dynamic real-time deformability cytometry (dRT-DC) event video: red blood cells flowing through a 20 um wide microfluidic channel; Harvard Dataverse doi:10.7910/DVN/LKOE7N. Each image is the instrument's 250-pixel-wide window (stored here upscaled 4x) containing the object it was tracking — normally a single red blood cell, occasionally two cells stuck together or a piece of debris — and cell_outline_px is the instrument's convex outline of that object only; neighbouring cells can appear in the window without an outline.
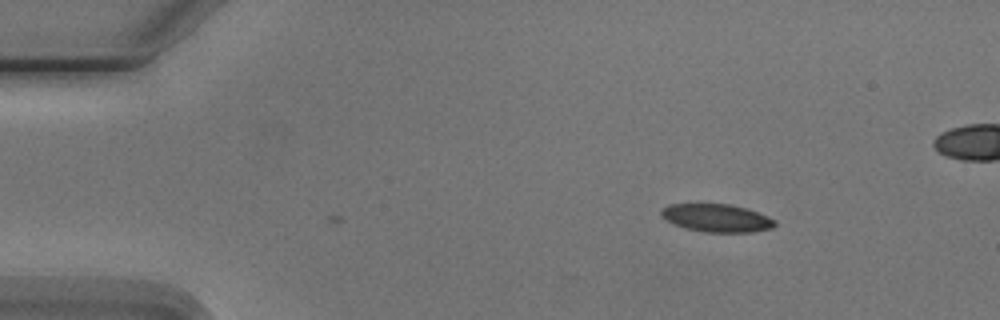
{"species": "Egyptian fruit bat (a non-hibernating species)", "species_latin": "Rousettus aegyptiacus", "temperature_condition": "cold", "stored_images_in_passage": 3, "camera_frame_rate_fps": 3000, "um_per_image_px": 0.085, "animal": {"sex": "male"}, "frame": {"image": 1, "passage_image": 3, "time_ms": 2.333, "image_size_px": [1000, 320], "cell_outline_px": [[776, 224], [772, 228], [752, 232], [704, 232], [684, 228], [672, 224], [660, 216], [660, 212], [668, 204], [728, 204], [744, 208], [756, 212], [776, 220]], "centroid_in_image_um": [60.87, 18.54], "position_along_channel_um": 24.1, "area_um2": 18.44}}